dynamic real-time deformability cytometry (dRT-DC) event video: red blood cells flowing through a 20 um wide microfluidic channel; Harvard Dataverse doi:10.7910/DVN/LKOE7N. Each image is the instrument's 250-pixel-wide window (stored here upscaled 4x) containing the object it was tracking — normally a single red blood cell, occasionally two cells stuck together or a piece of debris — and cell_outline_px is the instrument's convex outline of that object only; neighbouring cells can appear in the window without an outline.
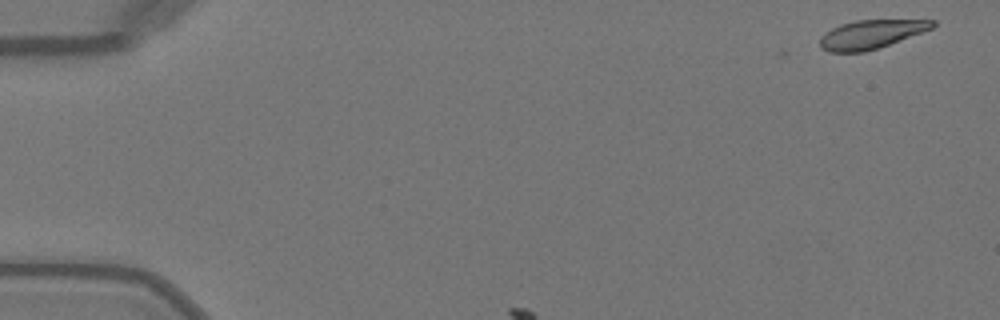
{"species": "Egyptian fruit bat (a non-hibernating species)", "species_latin": "Rousettus aegyptiacus", "temperature_condition": "warm", "stored_images_in_passage": 2, "camera_frame_rate_fps": 3000, "um_per_image_px": 0.085, "animal": {"sex": "female"}, "frame": {"image": 1, "passage_image": 2, "time_ms": 0.333, "image_size_px": [1000, 320], "cell_outline_px": [[936, 24], [932, 28], [888, 44], [864, 52], [828, 52], [820, 48], [820, 36], [832, 28], [840, 24], [856, 20], [936, 20]], "centroid_in_image_um": [73.98, 2.91], "position_along_channel_um": 11.0, "area_um2": 18.55}}